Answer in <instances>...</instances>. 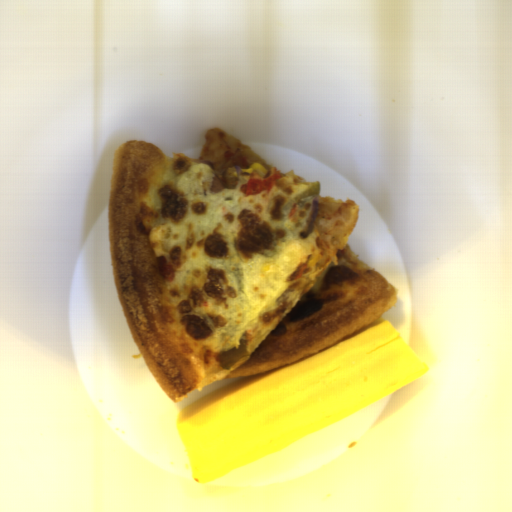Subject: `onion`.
<instances>
[{
    "label": "onion",
    "mask_w": 512,
    "mask_h": 512,
    "mask_svg": "<svg viewBox=\"0 0 512 512\" xmlns=\"http://www.w3.org/2000/svg\"><path fill=\"white\" fill-rule=\"evenodd\" d=\"M312 202H313L312 216H311V218L309 220V223L307 225V228H306L305 232L301 234L302 237H306L314 229L315 221H316L317 214H318V211H319L317 197L316 198H312Z\"/></svg>",
    "instance_id": "1"
}]
</instances>
